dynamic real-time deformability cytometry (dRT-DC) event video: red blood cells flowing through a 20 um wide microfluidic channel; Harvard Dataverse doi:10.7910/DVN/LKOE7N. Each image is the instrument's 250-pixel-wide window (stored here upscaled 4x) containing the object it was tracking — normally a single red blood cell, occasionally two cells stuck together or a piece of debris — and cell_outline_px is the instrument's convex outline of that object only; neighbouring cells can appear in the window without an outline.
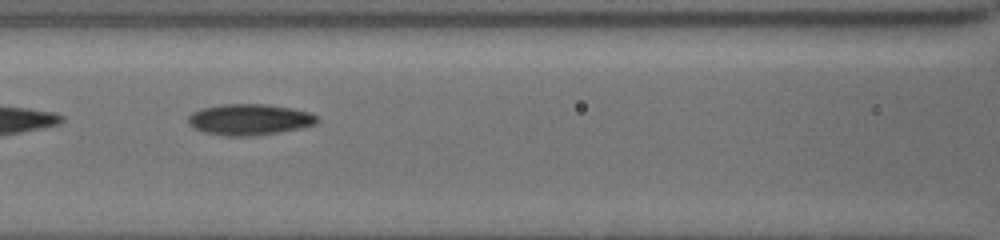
{"species": "common noctule bat (a hibernating species)", "species_latin": "Nyctalus noctula", "temperature_condition": "cold", "stored_images_in_passage": 7, "camera_frame_rate_fps": 3000, "um_per_image_px": 0.085, "animal": {"sex": "female", "body_mass_g": 19.5, "forearm_length_mm": 54.1}, "frame": {"image": 1, "passage_image": 6, "time_ms": 4.333, "image_size_px": [1000, 240], "cell_outline_px": [[320, 120], [316, 124], [300, 128], [280, 132], [248, 136], [224, 136], [204, 132], [188, 124], [188, 116], [192, 112], [200, 108], [220, 104], [268, 104], [292, 108], [308, 112], [316, 116]], "centroid_in_image_um": [21.19, 10.15], "position_along_channel_um": 145.4, "area_um2": 23.47}}